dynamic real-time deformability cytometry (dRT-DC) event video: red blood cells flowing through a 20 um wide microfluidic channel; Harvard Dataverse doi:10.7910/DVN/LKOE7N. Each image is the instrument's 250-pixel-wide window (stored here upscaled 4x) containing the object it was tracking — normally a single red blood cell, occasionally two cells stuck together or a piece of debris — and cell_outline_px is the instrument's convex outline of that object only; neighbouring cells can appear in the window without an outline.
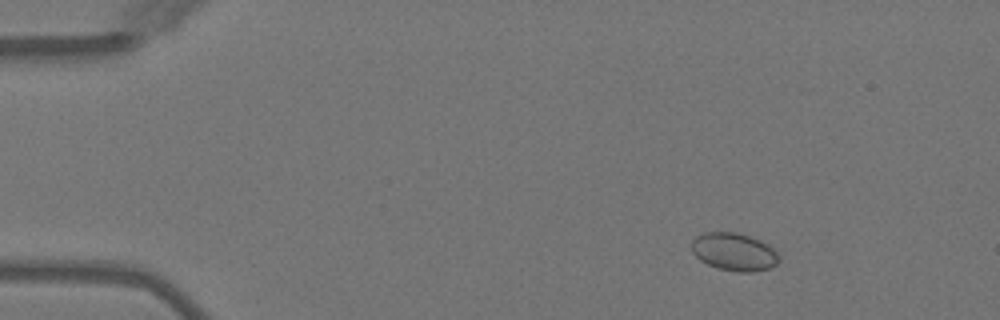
{"species": "Egyptian fruit bat (a non-hibernating species)", "species_latin": "Rousettus aegyptiacus", "temperature_condition": "warm", "stored_images_in_passage": 5, "camera_frame_rate_fps": 3000, "um_per_image_px": 0.085, "animal": {"sex": "female"}, "frame": {"image": 1, "passage_image": 3, "time_ms": 2.333, "image_size_px": [1000, 320], "cell_outline_px": [[780, 256], [776, 264], [768, 268], [752, 272], [736, 272], [720, 268], [708, 264], [700, 260], [692, 252], [692, 240], [696, 236], [704, 232], [736, 232], [760, 240], [768, 244]], "centroid_in_image_um": [62.39, 21.4], "position_along_channel_um": 22.6, "area_um2": 19.13}}